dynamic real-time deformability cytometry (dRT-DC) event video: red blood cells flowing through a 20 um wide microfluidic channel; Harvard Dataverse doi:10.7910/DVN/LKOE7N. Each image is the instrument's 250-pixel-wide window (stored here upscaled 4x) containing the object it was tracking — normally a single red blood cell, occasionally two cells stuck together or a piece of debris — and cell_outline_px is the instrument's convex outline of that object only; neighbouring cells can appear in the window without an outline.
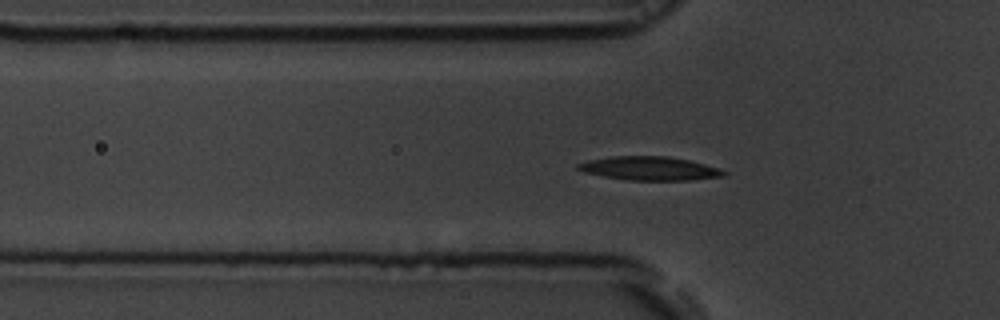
{"species": "common noctule bat (a hibernating species)", "species_latin": "Nyctalus noctula", "temperature_condition": "room temperature", "stored_images_in_passage": 45, "segment_of_instrument_passage": [1, 2], "camera_frame_rate_fps": 3000, "um_per_image_px": 0.085, "animal": {"sex": "male", "body_mass_g": 19.5, "forearm_length_mm": 54.6}, "frame": {"image": 1, "passage_image": 7, "time_ms": 2.0, "image_size_px": [1000, 320], "cell_outline_px": [[728, 172], [724, 176], [688, 180], [628, 180], [604, 176], [584, 172], [576, 168], [576, 164], [588, 160], [612, 156], [668, 156], [688, 160], [704, 164]], "centroid_in_image_um": [55.18, 14.31], "position_along_channel_um": 70.6, "area_um2": 19.94}}
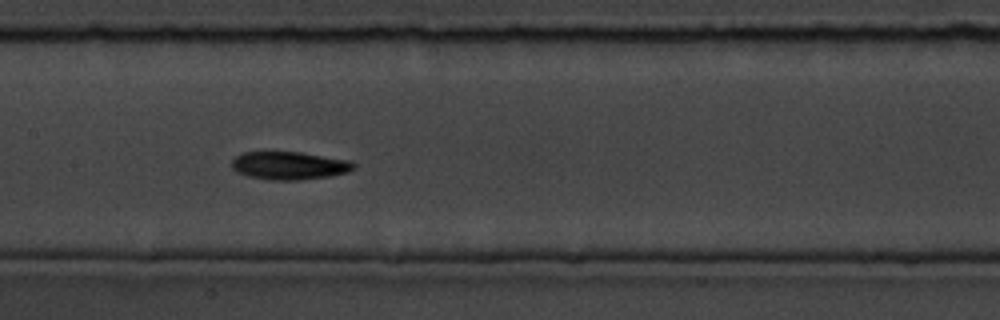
{"frame": {"image": 2, "passage_image": 16, "time_ms": 5.0, "image_size_px": [1000, 320], "cell_outline_px": [[356, 168], [348, 172], [328, 176], [300, 180], [272, 180], [248, 176], [236, 172], [232, 168], [232, 160], [236, 156], [244, 152], [300, 152], [352, 160], [356, 164]], "centroid_in_image_um": [24.62, 14.07], "position_along_channel_um": 182.8, "area_um2": 20.0}}
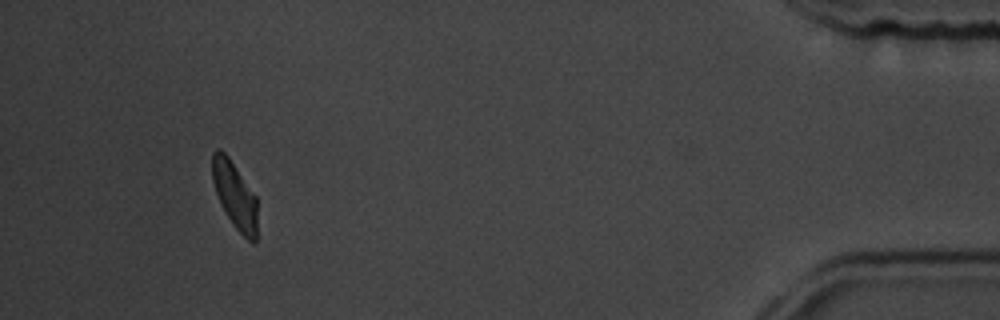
{"frame": {"image": 3, "passage_image": 40, "time_ms": 13.0, "image_size_px": [1000, 320], "cell_outline_px": [[256, 244], [252, 244], [236, 228], [220, 204], [212, 180], [212, 152], [216, 148], [220, 148], [228, 156], [256, 196]], "centroid_in_image_um": [19.94, 16.57], "position_along_channel_um": 415.3, "area_um2": 17.4}}